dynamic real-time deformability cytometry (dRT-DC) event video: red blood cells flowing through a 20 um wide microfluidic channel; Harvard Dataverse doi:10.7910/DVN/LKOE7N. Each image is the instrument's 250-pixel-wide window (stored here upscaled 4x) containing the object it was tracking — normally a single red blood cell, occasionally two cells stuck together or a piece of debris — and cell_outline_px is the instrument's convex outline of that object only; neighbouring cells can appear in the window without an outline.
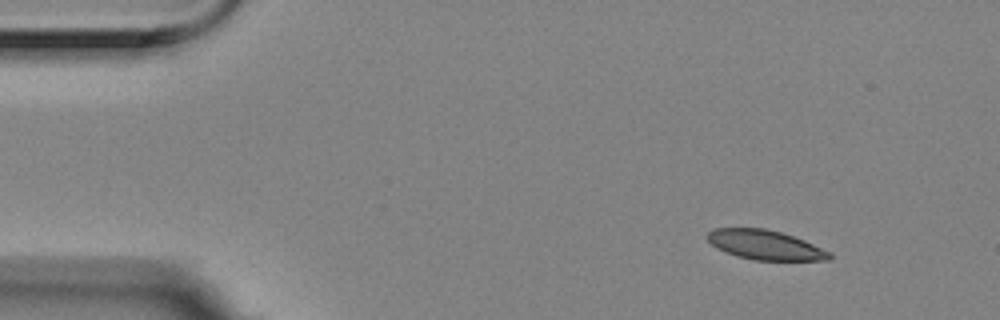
{"species": "Egyptian fruit bat (a non-hibernating species)", "species_latin": "Rousettus aegyptiacus", "temperature_condition": "room temperature", "stored_images_in_passage": 4, "camera_frame_rate_fps": 3000, "um_per_image_px": 0.085, "animal": {"sex": "female"}, "frame": {"image": 1, "passage_image": 1, "time_ms": 0.0, "image_size_px": [1000, 320], "cell_outline_px": [[832, 260], [752, 260], [736, 256], [716, 248], [704, 236], [712, 228], [764, 228], [780, 232], [804, 240], [832, 252]], "centroid_in_image_um": [65.03, 20.82], "position_along_channel_um": 20.0, "area_um2": 21.15}}